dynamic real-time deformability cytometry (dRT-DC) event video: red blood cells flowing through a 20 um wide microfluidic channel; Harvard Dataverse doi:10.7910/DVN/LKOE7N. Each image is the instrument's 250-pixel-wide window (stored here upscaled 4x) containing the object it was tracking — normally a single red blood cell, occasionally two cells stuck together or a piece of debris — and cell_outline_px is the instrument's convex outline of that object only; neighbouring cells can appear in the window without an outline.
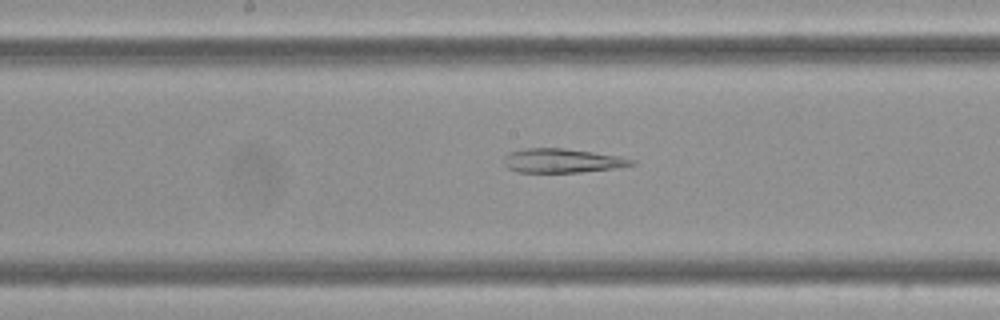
{"species": "Egyptian fruit bat (a non-hibernating species)", "species_latin": "Rousettus aegyptiacus", "temperature_condition": "cold", "stored_images_in_passage": 10, "camera_frame_rate_fps": 3000, "um_per_image_px": 0.085, "frame": {"image": 1, "passage_image": 10, "time_ms": 3.0, "image_size_px": [1000, 320], "cell_outline_px": [[636, 164], [612, 168], [580, 172], [520, 172], [508, 168], [504, 164], [504, 156], [508, 152], [524, 148], [564, 148], [620, 156], [636, 160]], "centroid_in_image_um": [47.76, 13.65], "position_along_channel_um": 200.4, "area_um2": 17.86}}